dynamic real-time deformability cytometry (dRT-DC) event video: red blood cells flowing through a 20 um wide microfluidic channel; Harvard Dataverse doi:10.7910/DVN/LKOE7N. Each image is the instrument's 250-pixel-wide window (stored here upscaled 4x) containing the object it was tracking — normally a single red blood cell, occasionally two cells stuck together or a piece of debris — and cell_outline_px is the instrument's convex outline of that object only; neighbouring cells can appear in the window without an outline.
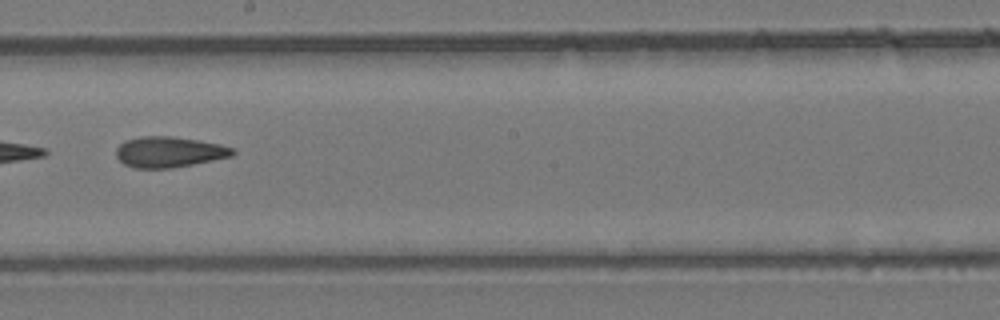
{"species": "common noctule bat (a hibernating species)", "species_latin": "Nyctalus noctula", "temperature_condition": "room temperature", "stored_images_in_passage": 38, "camera_frame_rate_fps": 3000, "um_per_image_px": 0.085, "animal": {"sex": "female", "body_mass_g": 24.6, "forearm_length_mm": 56.2}, "frame": {"image": 1, "passage_image": 22, "time_ms": 7.0, "image_size_px": [1000, 320], "cell_outline_px": [[236, 152], [232, 156], [172, 168], [132, 168], [124, 164], [116, 156], [116, 148], [124, 140], [140, 136], [172, 136], [220, 144], [236, 148]], "centroid_in_image_um": [14.36, 12.91], "position_along_channel_um": 233.8, "area_um2": 20.92}}
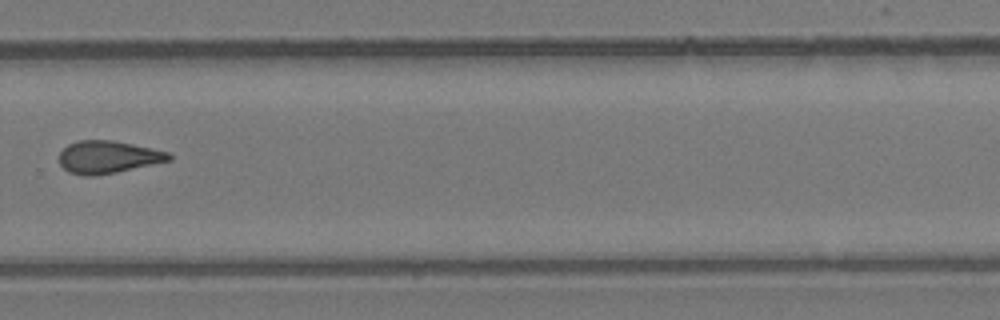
{"frame": {"image": 2, "passage_image": 27, "time_ms": 8.667, "image_size_px": [1000, 320], "cell_outline_px": [[172, 160], [116, 172], [96, 176], [84, 176], [68, 172], [60, 164], [60, 152], [68, 144], [80, 140], [112, 140], [152, 148], [168, 152], [172, 156]], "centroid_in_image_um": [9.17, 13.35], "position_along_channel_um": 320.6, "area_um2": 20.75}}